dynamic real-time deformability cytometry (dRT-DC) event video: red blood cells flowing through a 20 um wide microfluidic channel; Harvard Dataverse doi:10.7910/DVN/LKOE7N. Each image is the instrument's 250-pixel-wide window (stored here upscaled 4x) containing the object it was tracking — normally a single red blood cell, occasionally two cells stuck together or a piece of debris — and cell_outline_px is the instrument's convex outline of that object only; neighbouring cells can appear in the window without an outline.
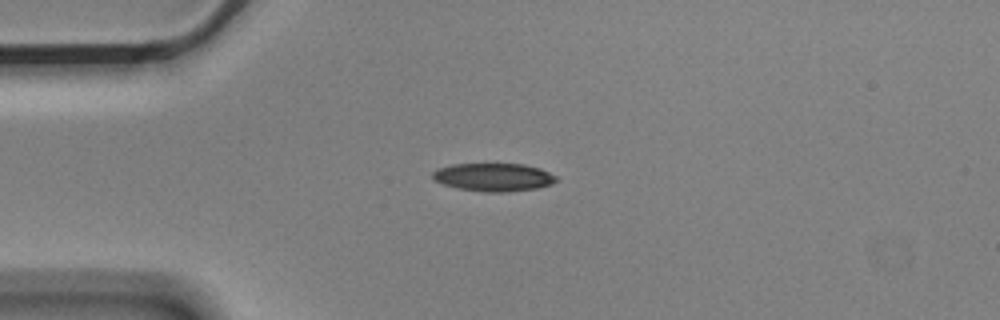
{"species": "Egyptian fruit bat (a non-hibernating species)", "species_latin": "Rousettus aegyptiacus", "temperature_condition": "cold", "stored_images_in_passage": 9, "camera_frame_rate_fps": 3000, "um_per_image_px": 0.085, "animal": {"sex": "male"}, "frame": {"image": 1, "passage_image": 4, "time_ms": 1.0, "image_size_px": [1000, 320], "cell_outline_px": [[560, 180], [552, 184], [536, 188], [508, 192], [484, 192], [456, 188], [432, 180], [432, 172], [436, 168], [452, 164], [524, 164], [540, 168], [556, 176]], "centroid_in_image_um": [41.94, 15.06], "position_along_channel_um": 43.1, "area_um2": 20.46}}
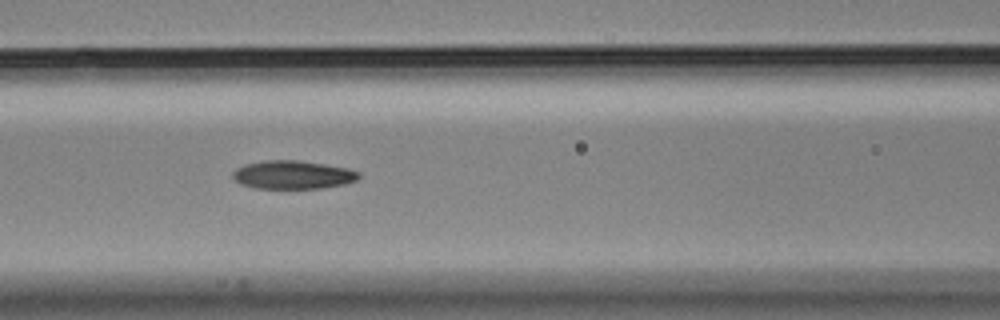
{"frame": {"image": 2, "passage_image": 7, "time_ms": 2.0, "image_size_px": [1000, 320], "cell_outline_px": [[360, 176], [356, 180], [344, 184], [320, 188], [252, 188], [240, 184], [232, 176], [232, 172], [236, 168], [244, 164], [264, 160], [296, 160], [324, 164], [348, 168], [360, 172]], "centroid_in_image_um": [24.86, 14.85], "position_along_channel_um": 141.7, "area_um2": 20.87}}
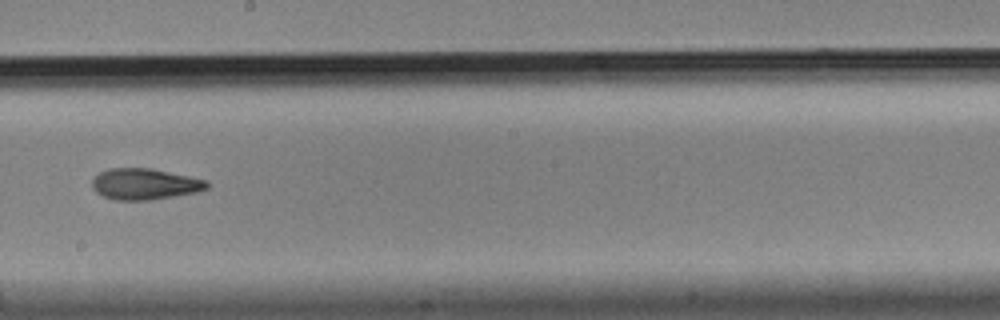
{"frame": {"image": 3, "passage_image": 9, "time_ms": 2.667, "image_size_px": [1000, 320], "cell_outline_px": [[208, 188], [200, 192], [152, 200], [116, 200], [104, 196], [96, 192], [92, 188], [92, 180], [100, 172], [112, 168], [152, 168], [208, 180]], "centroid_in_image_um": [12.35, 15.65], "position_along_channel_um": 235.9, "area_um2": 20.98}}